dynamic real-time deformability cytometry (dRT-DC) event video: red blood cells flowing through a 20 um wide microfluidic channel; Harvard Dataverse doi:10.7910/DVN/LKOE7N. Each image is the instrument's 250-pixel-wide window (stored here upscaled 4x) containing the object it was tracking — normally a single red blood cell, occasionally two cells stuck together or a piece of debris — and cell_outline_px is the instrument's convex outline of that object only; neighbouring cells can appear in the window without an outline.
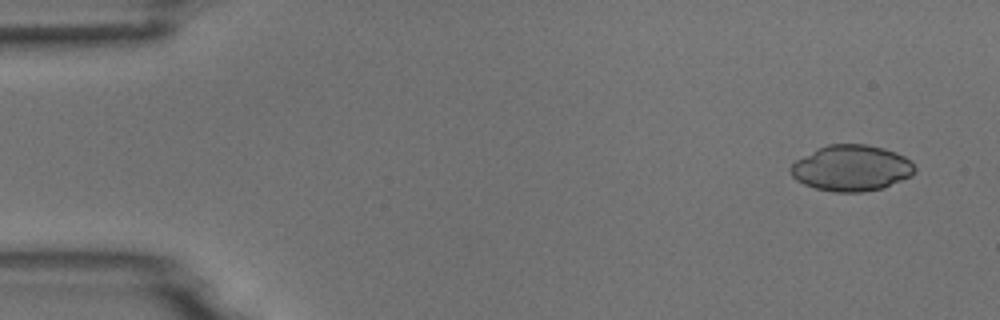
{"species": "common noctule bat (a hibernating species)", "species_latin": "Nyctalus noctula", "temperature_condition": "room temperature", "stored_images_in_passage": 4, "camera_frame_rate_fps": 3000, "um_per_image_px": 0.085, "animal": {"sex": "male", "body_mass_g": 18.8}, "frame": {"image": 1, "passage_image": 1, "time_ms": 0.0, "image_size_px": [1000, 320], "cell_outline_px": [[916, 168], [912, 176], [884, 188], [864, 192], [836, 192], [816, 188], [804, 184], [796, 180], [792, 176], [788, 168], [796, 160], [828, 144], [864, 144], [884, 148], [896, 152], [904, 156]], "centroid_in_image_um": [72.38, 14.3], "position_along_channel_um": 12.6, "area_um2": 33.18}}